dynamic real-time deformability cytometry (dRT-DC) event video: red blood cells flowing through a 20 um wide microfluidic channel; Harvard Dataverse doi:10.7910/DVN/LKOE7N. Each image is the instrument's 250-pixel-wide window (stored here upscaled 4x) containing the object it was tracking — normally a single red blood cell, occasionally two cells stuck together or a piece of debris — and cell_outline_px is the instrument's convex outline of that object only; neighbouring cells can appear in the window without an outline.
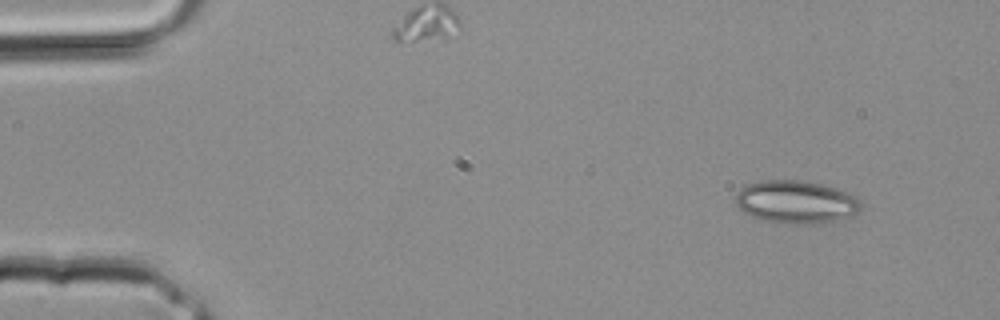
{"species": "common noctule bat (a hibernating species)", "species_latin": "Nyctalus noctula", "temperature_condition": "room temperature", "stored_images_in_passage": 3, "camera_frame_rate_fps": 3000, "um_per_image_px": 0.085, "animal": {"sex": "male", "body_mass_g": 20.4}, "frame": {"image": 1, "passage_image": 1, "time_ms": 0.0, "image_size_px": [1000, 320], "cell_outline_px": [[860, 208], [852, 216], [840, 220], [812, 224], [796, 224], [764, 220], [752, 216], [744, 212], [736, 204], [736, 192], [744, 184], [760, 180], [804, 180], [836, 188], [856, 196], [860, 200]], "centroid_in_image_um": [67.65, 17.15], "position_along_channel_um": 17.4, "area_um2": 31.44}}